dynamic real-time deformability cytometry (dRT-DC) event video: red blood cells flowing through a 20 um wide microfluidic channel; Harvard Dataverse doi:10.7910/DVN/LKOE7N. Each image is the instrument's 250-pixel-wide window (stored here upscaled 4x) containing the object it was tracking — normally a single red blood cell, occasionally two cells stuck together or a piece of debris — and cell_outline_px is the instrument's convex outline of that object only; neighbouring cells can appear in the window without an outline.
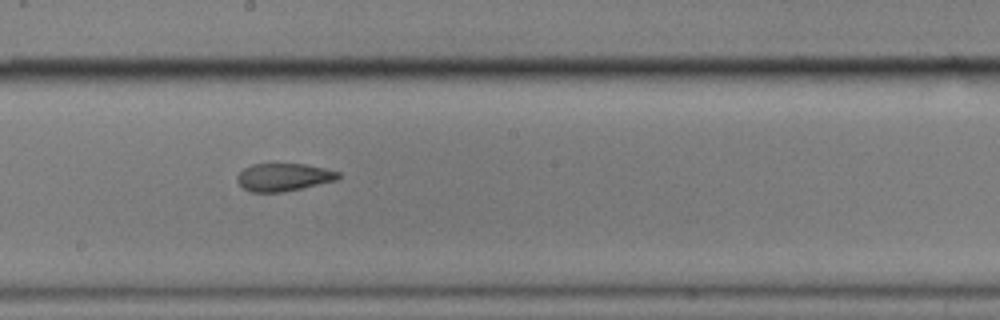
{"species": "common noctule bat (a hibernating species)", "species_latin": "Nyctalus noctula", "temperature_condition": "cold", "stored_images_in_passage": 15, "camera_frame_rate_fps": 3000, "um_per_image_px": 0.085, "animal": {"sex": "male", "body_mass_g": 17.9}, "frame": {"image": 1, "passage_image": 9, "time_ms": 10.667, "image_size_px": [1000, 320], "cell_outline_px": [[340, 176], [336, 180], [300, 188], [280, 192], [252, 192], [244, 188], [236, 180], [236, 176], [244, 168], [252, 164], [304, 164], [324, 168], [340, 172]], "centroid_in_image_um": [24.08, 15.05], "position_along_channel_um": 224.1, "area_um2": 16.13}}
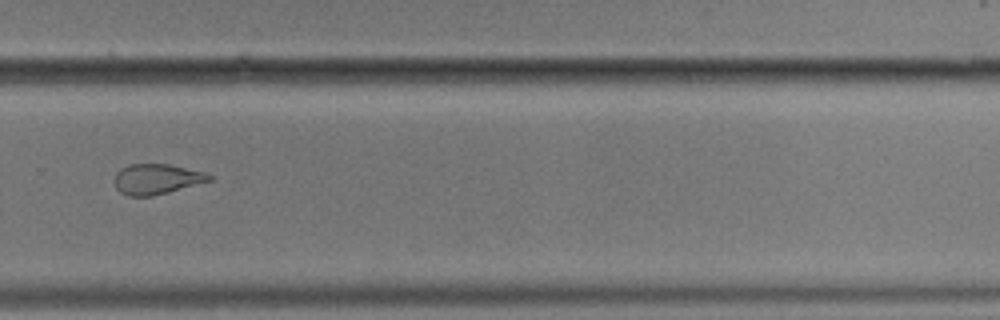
{"frame": {"image": 2, "passage_image": 11, "time_ms": 13.333, "image_size_px": [1000, 320], "cell_outline_px": [[212, 180], [168, 192], [152, 196], [128, 196], [120, 192], [116, 188], [112, 180], [116, 172], [120, 168], [128, 164], [168, 164], [208, 172], [212, 176]], "centroid_in_image_um": [13.29, 15.21], "position_along_channel_um": 316.5, "area_um2": 16.99}, "authors_computed_cell_mechanics": {"area_um2": 18.7272, "velocity_mm_per_s": 3.4723, "shape_relaxation_time_tau1_ms": 6.4771, "shape_relaxation_time_tau2_ms": 2.1962, "deformation_change_tau1": 0.2193, "deformation_change_tau2": 0.0738}}